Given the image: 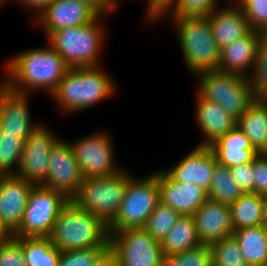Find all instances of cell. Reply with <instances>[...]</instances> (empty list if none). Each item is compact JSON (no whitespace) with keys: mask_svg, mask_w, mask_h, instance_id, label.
I'll list each match as a JSON object with an SVG mask.
<instances>
[{"mask_svg":"<svg viewBox=\"0 0 267 266\" xmlns=\"http://www.w3.org/2000/svg\"><path fill=\"white\" fill-rule=\"evenodd\" d=\"M193 217L202 244L211 245L234 233L230 205L207 199Z\"/></svg>","mask_w":267,"mask_h":266,"instance_id":"obj_19","label":"cell"},{"mask_svg":"<svg viewBox=\"0 0 267 266\" xmlns=\"http://www.w3.org/2000/svg\"><path fill=\"white\" fill-rule=\"evenodd\" d=\"M237 126L258 153L267 150V98L258 97L237 120Z\"/></svg>","mask_w":267,"mask_h":266,"instance_id":"obj_24","label":"cell"},{"mask_svg":"<svg viewBox=\"0 0 267 266\" xmlns=\"http://www.w3.org/2000/svg\"><path fill=\"white\" fill-rule=\"evenodd\" d=\"M106 249L91 248L61 252L58 266H92Z\"/></svg>","mask_w":267,"mask_h":266,"instance_id":"obj_37","label":"cell"},{"mask_svg":"<svg viewBox=\"0 0 267 266\" xmlns=\"http://www.w3.org/2000/svg\"><path fill=\"white\" fill-rule=\"evenodd\" d=\"M198 75L200 85L198 84L197 93L203 99L221 105L237 120L258 98L244 76L219 70L206 71Z\"/></svg>","mask_w":267,"mask_h":266,"instance_id":"obj_7","label":"cell"},{"mask_svg":"<svg viewBox=\"0 0 267 266\" xmlns=\"http://www.w3.org/2000/svg\"><path fill=\"white\" fill-rule=\"evenodd\" d=\"M217 0H178L168 12L171 16H207L217 8Z\"/></svg>","mask_w":267,"mask_h":266,"instance_id":"obj_36","label":"cell"},{"mask_svg":"<svg viewBox=\"0 0 267 266\" xmlns=\"http://www.w3.org/2000/svg\"><path fill=\"white\" fill-rule=\"evenodd\" d=\"M263 200V195L248 193L230 205L234 231L262 225Z\"/></svg>","mask_w":267,"mask_h":266,"instance_id":"obj_27","label":"cell"},{"mask_svg":"<svg viewBox=\"0 0 267 266\" xmlns=\"http://www.w3.org/2000/svg\"><path fill=\"white\" fill-rule=\"evenodd\" d=\"M24 141L16 135L0 133V175L17 173L23 155ZM13 166L17 167L16 171L12 169Z\"/></svg>","mask_w":267,"mask_h":266,"instance_id":"obj_30","label":"cell"},{"mask_svg":"<svg viewBox=\"0 0 267 266\" xmlns=\"http://www.w3.org/2000/svg\"><path fill=\"white\" fill-rule=\"evenodd\" d=\"M132 177L128 172L121 170L112 176L86 178L71 200L99 218L108 227L119 213Z\"/></svg>","mask_w":267,"mask_h":266,"instance_id":"obj_6","label":"cell"},{"mask_svg":"<svg viewBox=\"0 0 267 266\" xmlns=\"http://www.w3.org/2000/svg\"><path fill=\"white\" fill-rule=\"evenodd\" d=\"M159 203L157 172L145 179H130L116 219L108 226V233L142 228Z\"/></svg>","mask_w":267,"mask_h":266,"instance_id":"obj_8","label":"cell"},{"mask_svg":"<svg viewBox=\"0 0 267 266\" xmlns=\"http://www.w3.org/2000/svg\"><path fill=\"white\" fill-rule=\"evenodd\" d=\"M210 246L213 266H248L233 235L216 241Z\"/></svg>","mask_w":267,"mask_h":266,"instance_id":"obj_32","label":"cell"},{"mask_svg":"<svg viewBox=\"0 0 267 266\" xmlns=\"http://www.w3.org/2000/svg\"><path fill=\"white\" fill-rule=\"evenodd\" d=\"M262 225L267 229V196H264L263 200Z\"/></svg>","mask_w":267,"mask_h":266,"instance_id":"obj_47","label":"cell"},{"mask_svg":"<svg viewBox=\"0 0 267 266\" xmlns=\"http://www.w3.org/2000/svg\"><path fill=\"white\" fill-rule=\"evenodd\" d=\"M48 238L60 252L109 247L108 227L71 199L62 207Z\"/></svg>","mask_w":267,"mask_h":266,"instance_id":"obj_2","label":"cell"},{"mask_svg":"<svg viewBox=\"0 0 267 266\" xmlns=\"http://www.w3.org/2000/svg\"><path fill=\"white\" fill-rule=\"evenodd\" d=\"M38 16L35 21L48 37L54 31L87 25L99 14L82 0H54Z\"/></svg>","mask_w":267,"mask_h":266,"instance_id":"obj_15","label":"cell"},{"mask_svg":"<svg viewBox=\"0 0 267 266\" xmlns=\"http://www.w3.org/2000/svg\"><path fill=\"white\" fill-rule=\"evenodd\" d=\"M207 17L220 50L252 31L243 11L231 2L228 7L215 8Z\"/></svg>","mask_w":267,"mask_h":266,"instance_id":"obj_20","label":"cell"},{"mask_svg":"<svg viewBox=\"0 0 267 266\" xmlns=\"http://www.w3.org/2000/svg\"><path fill=\"white\" fill-rule=\"evenodd\" d=\"M156 266H171L168 258H163Z\"/></svg>","mask_w":267,"mask_h":266,"instance_id":"obj_48","label":"cell"},{"mask_svg":"<svg viewBox=\"0 0 267 266\" xmlns=\"http://www.w3.org/2000/svg\"><path fill=\"white\" fill-rule=\"evenodd\" d=\"M184 60L190 73L218 70L220 48L207 16H172Z\"/></svg>","mask_w":267,"mask_h":266,"instance_id":"obj_4","label":"cell"},{"mask_svg":"<svg viewBox=\"0 0 267 266\" xmlns=\"http://www.w3.org/2000/svg\"><path fill=\"white\" fill-rule=\"evenodd\" d=\"M99 17L87 25L54 31L46 38L70 69L99 66L105 37Z\"/></svg>","mask_w":267,"mask_h":266,"instance_id":"obj_5","label":"cell"},{"mask_svg":"<svg viewBox=\"0 0 267 266\" xmlns=\"http://www.w3.org/2000/svg\"><path fill=\"white\" fill-rule=\"evenodd\" d=\"M5 68L7 76L3 83L8 88L27 94L32 88L43 89L49 95L55 92L70 69L50 44L47 48L30 49L15 55Z\"/></svg>","mask_w":267,"mask_h":266,"instance_id":"obj_1","label":"cell"},{"mask_svg":"<svg viewBox=\"0 0 267 266\" xmlns=\"http://www.w3.org/2000/svg\"><path fill=\"white\" fill-rule=\"evenodd\" d=\"M109 248L118 266H156L164 258L161 243L143 227L109 233Z\"/></svg>","mask_w":267,"mask_h":266,"instance_id":"obj_10","label":"cell"},{"mask_svg":"<svg viewBox=\"0 0 267 266\" xmlns=\"http://www.w3.org/2000/svg\"><path fill=\"white\" fill-rule=\"evenodd\" d=\"M3 2H4V0H0V7H1V5L3 4Z\"/></svg>","mask_w":267,"mask_h":266,"instance_id":"obj_50","label":"cell"},{"mask_svg":"<svg viewBox=\"0 0 267 266\" xmlns=\"http://www.w3.org/2000/svg\"><path fill=\"white\" fill-rule=\"evenodd\" d=\"M254 193L267 196V156L259 155L252 162Z\"/></svg>","mask_w":267,"mask_h":266,"instance_id":"obj_39","label":"cell"},{"mask_svg":"<svg viewBox=\"0 0 267 266\" xmlns=\"http://www.w3.org/2000/svg\"><path fill=\"white\" fill-rule=\"evenodd\" d=\"M111 137L97 133L71 143L73 153L84 179L118 174L122 168L115 165Z\"/></svg>","mask_w":267,"mask_h":266,"instance_id":"obj_11","label":"cell"},{"mask_svg":"<svg viewBox=\"0 0 267 266\" xmlns=\"http://www.w3.org/2000/svg\"><path fill=\"white\" fill-rule=\"evenodd\" d=\"M88 4L100 16L107 15L109 12H114L117 5V0H82ZM106 13V14H105Z\"/></svg>","mask_w":267,"mask_h":266,"instance_id":"obj_42","label":"cell"},{"mask_svg":"<svg viewBox=\"0 0 267 266\" xmlns=\"http://www.w3.org/2000/svg\"><path fill=\"white\" fill-rule=\"evenodd\" d=\"M22 247L27 266H58L61 252L48 237H14Z\"/></svg>","mask_w":267,"mask_h":266,"instance_id":"obj_28","label":"cell"},{"mask_svg":"<svg viewBox=\"0 0 267 266\" xmlns=\"http://www.w3.org/2000/svg\"><path fill=\"white\" fill-rule=\"evenodd\" d=\"M83 181L71 143L59 139L51 149L46 179L41 186L59 191L72 199Z\"/></svg>","mask_w":267,"mask_h":266,"instance_id":"obj_12","label":"cell"},{"mask_svg":"<svg viewBox=\"0 0 267 266\" xmlns=\"http://www.w3.org/2000/svg\"><path fill=\"white\" fill-rule=\"evenodd\" d=\"M14 233L0 219V244L10 241Z\"/></svg>","mask_w":267,"mask_h":266,"instance_id":"obj_45","label":"cell"},{"mask_svg":"<svg viewBox=\"0 0 267 266\" xmlns=\"http://www.w3.org/2000/svg\"><path fill=\"white\" fill-rule=\"evenodd\" d=\"M209 147L215 154L217 163L229 168L252 163L259 155L237 125Z\"/></svg>","mask_w":267,"mask_h":266,"instance_id":"obj_23","label":"cell"},{"mask_svg":"<svg viewBox=\"0 0 267 266\" xmlns=\"http://www.w3.org/2000/svg\"><path fill=\"white\" fill-rule=\"evenodd\" d=\"M233 236L248 266H266L267 229L263 225L235 230Z\"/></svg>","mask_w":267,"mask_h":266,"instance_id":"obj_26","label":"cell"},{"mask_svg":"<svg viewBox=\"0 0 267 266\" xmlns=\"http://www.w3.org/2000/svg\"><path fill=\"white\" fill-rule=\"evenodd\" d=\"M243 195L232 178L230 168L216 163L211 186L208 193V199L215 202L231 205Z\"/></svg>","mask_w":267,"mask_h":266,"instance_id":"obj_29","label":"cell"},{"mask_svg":"<svg viewBox=\"0 0 267 266\" xmlns=\"http://www.w3.org/2000/svg\"><path fill=\"white\" fill-rule=\"evenodd\" d=\"M0 266H27L21 244L14 237L0 244Z\"/></svg>","mask_w":267,"mask_h":266,"instance_id":"obj_38","label":"cell"},{"mask_svg":"<svg viewBox=\"0 0 267 266\" xmlns=\"http://www.w3.org/2000/svg\"><path fill=\"white\" fill-rule=\"evenodd\" d=\"M27 93H19L0 84V133L26 140L39 126L32 124Z\"/></svg>","mask_w":267,"mask_h":266,"instance_id":"obj_14","label":"cell"},{"mask_svg":"<svg viewBox=\"0 0 267 266\" xmlns=\"http://www.w3.org/2000/svg\"><path fill=\"white\" fill-rule=\"evenodd\" d=\"M259 46V32L252 30L248 35L221 49L218 70L247 78V72L253 68Z\"/></svg>","mask_w":267,"mask_h":266,"instance_id":"obj_22","label":"cell"},{"mask_svg":"<svg viewBox=\"0 0 267 266\" xmlns=\"http://www.w3.org/2000/svg\"><path fill=\"white\" fill-rule=\"evenodd\" d=\"M260 35V47L267 53V28L259 31Z\"/></svg>","mask_w":267,"mask_h":266,"instance_id":"obj_46","label":"cell"},{"mask_svg":"<svg viewBox=\"0 0 267 266\" xmlns=\"http://www.w3.org/2000/svg\"><path fill=\"white\" fill-rule=\"evenodd\" d=\"M69 199L61 192L35 185L14 237H49L55 220Z\"/></svg>","mask_w":267,"mask_h":266,"instance_id":"obj_9","label":"cell"},{"mask_svg":"<svg viewBox=\"0 0 267 266\" xmlns=\"http://www.w3.org/2000/svg\"><path fill=\"white\" fill-rule=\"evenodd\" d=\"M250 75L247 79L252 91L257 97L267 98V53L260 46Z\"/></svg>","mask_w":267,"mask_h":266,"instance_id":"obj_35","label":"cell"},{"mask_svg":"<svg viewBox=\"0 0 267 266\" xmlns=\"http://www.w3.org/2000/svg\"><path fill=\"white\" fill-rule=\"evenodd\" d=\"M249 21L251 30L267 28V0H241L238 4Z\"/></svg>","mask_w":267,"mask_h":266,"instance_id":"obj_34","label":"cell"},{"mask_svg":"<svg viewBox=\"0 0 267 266\" xmlns=\"http://www.w3.org/2000/svg\"><path fill=\"white\" fill-rule=\"evenodd\" d=\"M179 217L180 214L177 211L159 202L143 228L161 243Z\"/></svg>","mask_w":267,"mask_h":266,"instance_id":"obj_31","label":"cell"},{"mask_svg":"<svg viewBox=\"0 0 267 266\" xmlns=\"http://www.w3.org/2000/svg\"><path fill=\"white\" fill-rule=\"evenodd\" d=\"M230 171L243 194L254 193L252 163L233 166Z\"/></svg>","mask_w":267,"mask_h":266,"instance_id":"obj_40","label":"cell"},{"mask_svg":"<svg viewBox=\"0 0 267 266\" xmlns=\"http://www.w3.org/2000/svg\"><path fill=\"white\" fill-rule=\"evenodd\" d=\"M92 266H118L116 254L108 247Z\"/></svg>","mask_w":267,"mask_h":266,"instance_id":"obj_43","label":"cell"},{"mask_svg":"<svg viewBox=\"0 0 267 266\" xmlns=\"http://www.w3.org/2000/svg\"><path fill=\"white\" fill-rule=\"evenodd\" d=\"M217 163L210 147L197 146L171 169L165 170L175 181L193 183L209 193Z\"/></svg>","mask_w":267,"mask_h":266,"instance_id":"obj_17","label":"cell"},{"mask_svg":"<svg viewBox=\"0 0 267 266\" xmlns=\"http://www.w3.org/2000/svg\"><path fill=\"white\" fill-rule=\"evenodd\" d=\"M231 2H234L235 4H238L241 0H230Z\"/></svg>","mask_w":267,"mask_h":266,"instance_id":"obj_49","label":"cell"},{"mask_svg":"<svg viewBox=\"0 0 267 266\" xmlns=\"http://www.w3.org/2000/svg\"><path fill=\"white\" fill-rule=\"evenodd\" d=\"M159 202L170 206L180 216H193L208 199V193L193 183L175 181L165 170L157 171Z\"/></svg>","mask_w":267,"mask_h":266,"instance_id":"obj_16","label":"cell"},{"mask_svg":"<svg viewBox=\"0 0 267 266\" xmlns=\"http://www.w3.org/2000/svg\"><path fill=\"white\" fill-rule=\"evenodd\" d=\"M46 128L39 124L24 141L23 155L15 174L35 185H41L45 181L51 149L59 140Z\"/></svg>","mask_w":267,"mask_h":266,"instance_id":"obj_13","label":"cell"},{"mask_svg":"<svg viewBox=\"0 0 267 266\" xmlns=\"http://www.w3.org/2000/svg\"><path fill=\"white\" fill-rule=\"evenodd\" d=\"M34 186L16 175H0V219L12 232L22 222Z\"/></svg>","mask_w":267,"mask_h":266,"instance_id":"obj_18","label":"cell"},{"mask_svg":"<svg viewBox=\"0 0 267 266\" xmlns=\"http://www.w3.org/2000/svg\"><path fill=\"white\" fill-rule=\"evenodd\" d=\"M115 83L98 67L69 69L51 95L64 112H79L110 98Z\"/></svg>","mask_w":267,"mask_h":266,"instance_id":"obj_3","label":"cell"},{"mask_svg":"<svg viewBox=\"0 0 267 266\" xmlns=\"http://www.w3.org/2000/svg\"><path fill=\"white\" fill-rule=\"evenodd\" d=\"M54 0H18V2L21 3V5H24V7L36 9L39 13V15L46 9V7L51 4Z\"/></svg>","mask_w":267,"mask_h":266,"instance_id":"obj_44","label":"cell"},{"mask_svg":"<svg viewBox=\"0 0 267 266\" xmlns=\"http://www.w3.org/2000/svg\"><path fill=\"white\" fill-rule=\"evenodd\" d=\"M196 120L206 139L198 146H211L237 125V119L219 104L203 99L196 92Z\"/></svg>","mask_w":267,"mask_h":266,"instance_id":"obj_21","label":"cell"},{"mask_svg":"<svg viewBox=\"0 0 267 266\" xmlns=\"http://www.w3.org/2000/svg\"><path fill=\"white\" fill-rule=\"evenodd\" d=\"M193 216H180L167 236L161 241L164 258L200 246Z\"/></svg>","mask_w":267,"mask_h":266,"instance_id":"obj_25","label":"cell"},{"mask_svg":"<svg viewBox=\"0 0 267 266\" xmlns=\"http://www.w3.org/2000/svg\"><path fill=\"white\" fill-rule=\"evenodd\" d=\"M168 259L171 266H213L212 248L207 244L174 254Z\"/></svg>","mask_w":267,"mask_h":266,"instance_id":"obj_33","label":"cell"},{"mask_svg":"<svg viewBox=\"0 0 267 266\" xmlns=\"http://www.w3.org/2000/svg\"><path fill=\"white\" fill-rule=\"evenodd\" d=\"M178 0H148L147 5V17L150 21H155L156 19L163 17V15H168L167 13L174 7Z\"/></svg>","mask_w":267,"mask_h":266,"instance_id":"obj_41","label":"cell"}]
</instances>
